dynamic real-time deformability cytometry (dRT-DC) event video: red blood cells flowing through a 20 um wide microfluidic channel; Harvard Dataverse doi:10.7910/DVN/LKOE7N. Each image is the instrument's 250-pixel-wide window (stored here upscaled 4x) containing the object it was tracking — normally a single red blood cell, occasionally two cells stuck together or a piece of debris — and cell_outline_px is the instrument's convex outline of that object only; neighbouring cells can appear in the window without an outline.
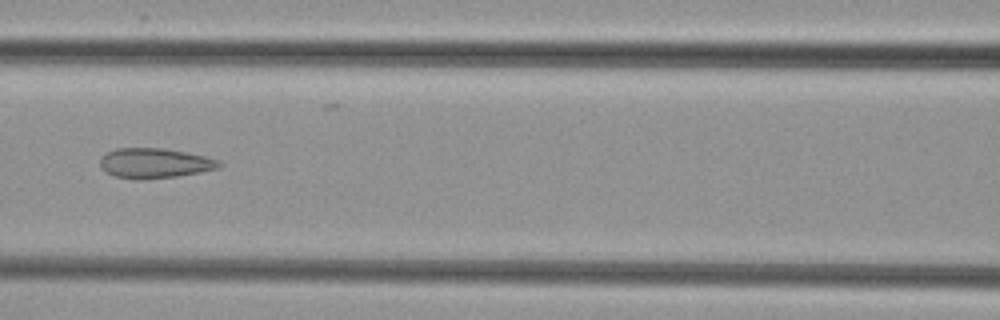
{"species": "common noctule bat (a hibernating species)", "species_latin": "Nyctalus noctula", "temperature_condition": "cold", "stored_images_in_passage": 11, "camera_frame_rate_fps": 3000, "um_per_image_px": 0.085, "animal": {"sex": "female", "body_mass_g": 29.2, "forearm_length_mm": 56.3}, "frame": {"image": 1, "passage_image": 8, "time_ms": 9.333, "image_size_px": [1000, 320], "cell_outline_px": [[224, 164], [216, 168], [200, 172], [176, 176], [144, 180], [140, 180], [112, 176], [100, 168], [100, 156], [116, 148], [164, 148], [188, 152], [220, 160]], "centroid_in_image_um": [13.12, 13.87], "position_along_channel_um": 153.5, "area_um2": 21.04}}
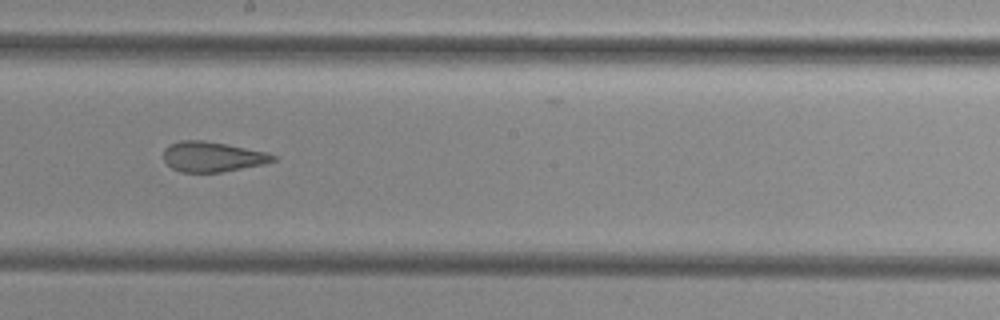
{"frame": {"image": 2, "passage_image": 10, "time_ms": 11.333, "image_size_px": [1000, 320], "cell_outline_px": [[276, 160], [264, 164], [220, 172], [180, 172], [172, 168], [164, 160], [164, 148], [180, 140], [204, 140], [268, 152], [276, 156]], "centroid_in_image_um": [18.06, 13.32], "position_along_channel_um": 230.1, "area_um2": 19.13}}
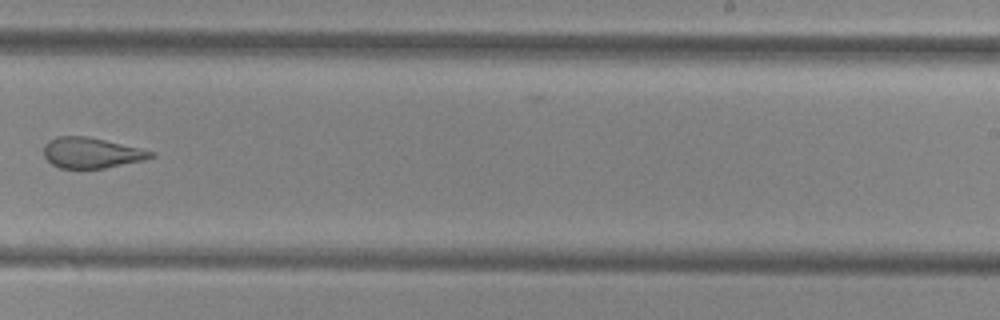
{"frame": {"image": 3, "passage_image": 11, "time_ms": 12.667, "image_size_px": [1000, 320], "cell_outline_px": [[156, 156], [144, 160], [104, 168], [60, 168], [52, 164], [44, 156], [44, 144], [48, 140], [56, 136], [84, 136], [104, 140], [156, 152]], "centroid_in_image_um": [7.76, 12.99], "position_along_channel_um": 281.2, "area_um2": 18.96}}